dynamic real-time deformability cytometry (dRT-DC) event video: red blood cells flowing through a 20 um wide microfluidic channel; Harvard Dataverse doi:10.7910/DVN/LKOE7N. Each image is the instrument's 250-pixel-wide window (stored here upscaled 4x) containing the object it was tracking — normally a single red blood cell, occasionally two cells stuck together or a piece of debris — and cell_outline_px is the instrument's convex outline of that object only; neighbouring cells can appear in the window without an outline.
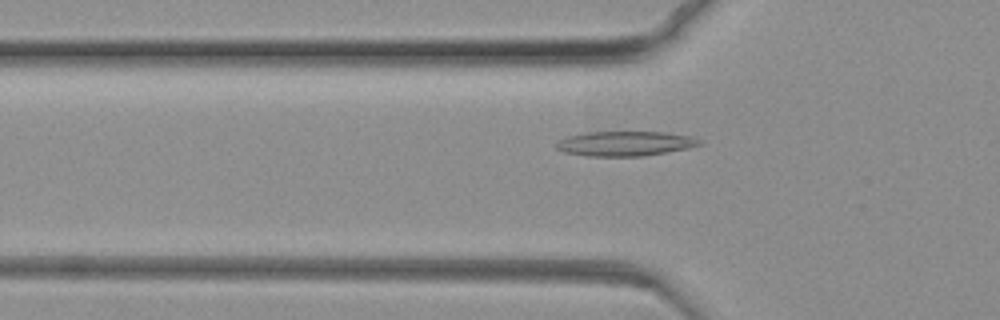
{"species": "common noctule bat (a hibernating species)", "species_latin": "Nyctalus noctula", "temperature_condition": "warm", "stored_images_in_passage": 81, "camera_frame_rate_fps": 3000, "um_per_image_px": 0.085, "animal": {"sex": "female", "body_mass_g": 19.3, "forearm_length_mm": 54.1}, "frame": {"image": 1, "passage_image": 27, "time_ms": 8.667, "image_size_px": [1000, 320], "cell_outline_px": [[704, 144], [688, 148], [644, 156], [588, 156], [564, 152], [556, 148], [556, 144], [560, 140], [568, 136], [588, 132], [664, 132], [688, 136], [700, 140]], "centroid_in_image_um": [53.14, 12.21], "position_along_channel_um": 72.7, "area_um2": 20.46}}
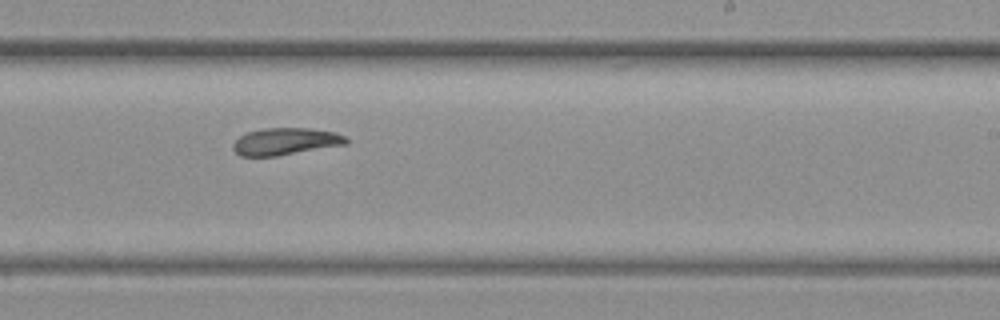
{"frame": {"image": 2, "passage_image": 49, "time_ms": 16.0, "image_size_px": [1000, 320], "cell_outline_px": [[348, 144], [276, 156], [240, 156], [232, 148], [232, 144], [240, 136], [248, 132], [264, 128], [308, 128], [336, 132], [344, 136], [348, 140]], "centroid_in_image_um": [24.27, 12.02], "position_along_channel_um": 264.7, "area_um2": 17.8}}
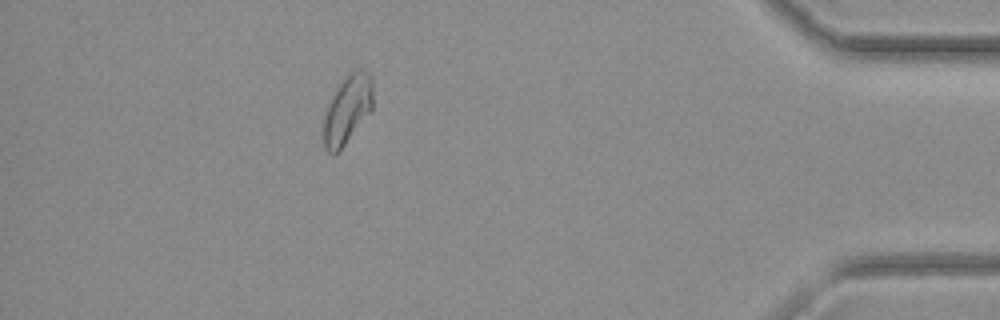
{"frame": {"image": 3, "passage_image": 71, "time_ms": 23.333, "image_size_px": [1000, 320], "cell_outline_px": [[372, 112], [344, 144], [332, 156], [324, 148], [324, 116], [328, 104], [336, 88], [352, 68], [360, 68], [368, 72], [372, 76]], "centroid_in_image_um": [29.55, 9.26], "position_along_channel_um": 405.7, "area_um2": 19.83}}